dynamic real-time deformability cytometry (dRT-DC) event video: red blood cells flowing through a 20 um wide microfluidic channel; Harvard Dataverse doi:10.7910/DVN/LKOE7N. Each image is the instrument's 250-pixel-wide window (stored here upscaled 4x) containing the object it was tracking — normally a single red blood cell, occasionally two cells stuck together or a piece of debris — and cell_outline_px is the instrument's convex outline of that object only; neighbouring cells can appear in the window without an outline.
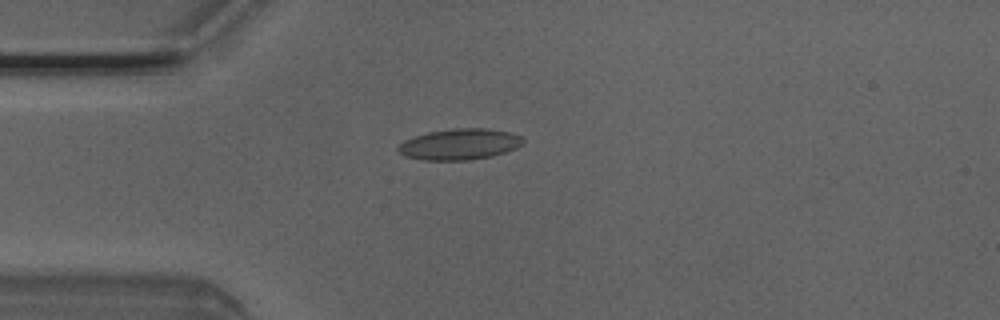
{"species": "Egyptian fruit bat (a non-hibernating species)", "species_latin": "Rousettus aegyptiacus", "temperature_condition": "room temperature", "stored_images_in_passage": 4, "camera_frame_rate_fps": 3000, "um_per_image_px": 0.085, "animal": {"sex": "male"}, "frame": {"image": 1, "passage_image": 4, "time_ms": 1.0, "image_size_px": [1000, 320], "cell_outline_px": [[524, 144], [516, 148], [492, 156], [468, 160], [424, 160], [404, 156], [396, 148], [404, 140], [412, 136], [428, 132], [452, 128], [488, 128], [508, 132], [520, 136], [524, 140]], "centroid_in_image_um": [39.05, 12.25], "position_along_channel_um": 46.0, "area_um2": 22.66}}